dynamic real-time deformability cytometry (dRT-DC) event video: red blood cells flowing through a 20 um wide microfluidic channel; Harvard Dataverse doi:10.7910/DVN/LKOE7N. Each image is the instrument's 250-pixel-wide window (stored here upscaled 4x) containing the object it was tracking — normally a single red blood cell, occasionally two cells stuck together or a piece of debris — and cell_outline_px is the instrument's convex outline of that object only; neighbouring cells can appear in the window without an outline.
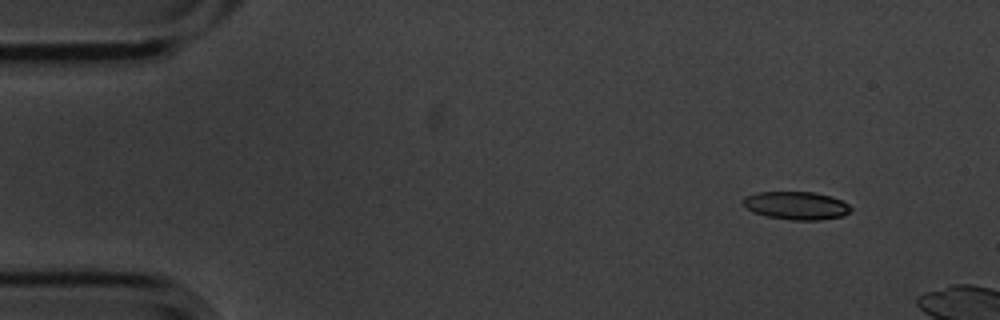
{"species": "common noctule bat (a hibernating species)", "species_latin": "Nyctalus noctula", "temperature_condition": "cold", "stored_images_in_passage": 4, "camera_frame_rate_fps": 3000, "um_per_image_px": 0.085, "animal": {"sex": "male", "body_mass_g": 20.1, "forearm_length_mm": 53.5}, "frame": {"image": 1, "passage_image": 1, "time_ms": 0.0, "image_size_px": [1000, 320], "cell_outline_px": [[852, 208], [844, 216], [820, 220], [792, 220], [768, 216], [752, 212], [744, 204], [744, 196], [756, 192], [816, 192], [832, 196], [848, 204]], "centroid_in_image_um": [67.7, 17.46], "position_along_channel_um": 17.3, "area_um2": 17.57}}